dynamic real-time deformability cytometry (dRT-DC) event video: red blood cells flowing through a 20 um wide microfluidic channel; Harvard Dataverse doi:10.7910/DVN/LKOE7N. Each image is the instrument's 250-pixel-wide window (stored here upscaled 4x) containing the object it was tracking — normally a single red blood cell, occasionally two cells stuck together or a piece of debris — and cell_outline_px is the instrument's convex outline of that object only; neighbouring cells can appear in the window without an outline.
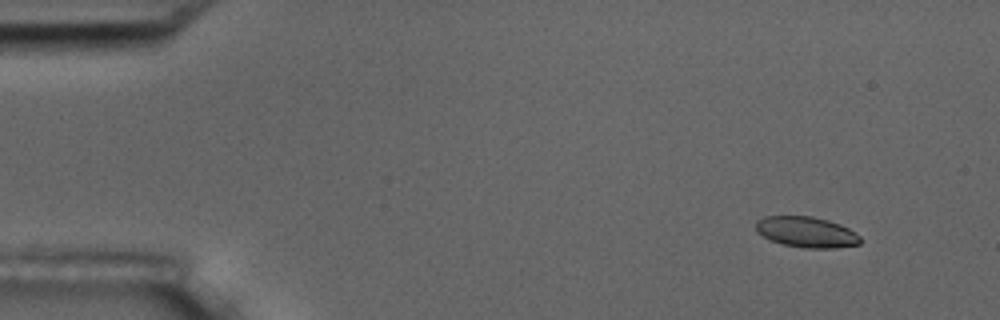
{"species": "common noctule bat (a hibernating species)", "species_latin": "Nyctalus noctula", "temperature_condition": "room temperature", "stored_images_in_passage": 58, "camera_frame_rate_fps": 3000, "um_per_image_px": 0.085, "animal": {"sex": "male", "body_mass_g": 17.5, "forearm_length_mm": 52.3}, "frame": {"image": 1, "passage_image": 6, "time_ms": 1.667, "image_size_px": [1000, 320], "cell_outline_px": [[860, 244], [836, 248], [804, 248], [784, 244], [772, 240], [756, 232], [756, 220], [764, 216], [812, 216], [828, 220], [840, 224], [848, 228], [860, 236]], "centroid_in_image_um": [68.55, 19.72], "position_along_channel_um": 16.5, "area_um2": 18.67}}
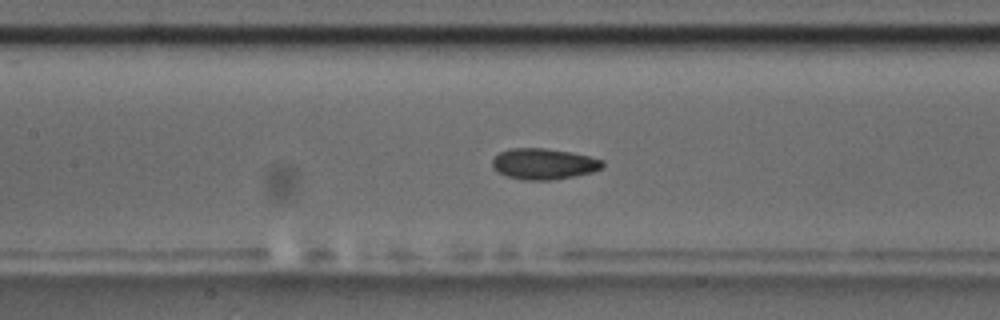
{"frame": {"image": 2, "passage_image": 27, "time_ms": 8.667, "image_size_px": [1000, 320], "cell_outline_px": [[604, 164], [600, 168], [592, 172], [576, 176], [552, 180], [524, 180], [504, 176], [496, 172], [492, 168], [492, 160], [500, 152], [508, 148], [544, 148], [572, 152], [604, 160]], "centroid_in_image_um": [46.18, 13.93], "position_along_channel_um": 161.2, "area_um2": 20.11}}
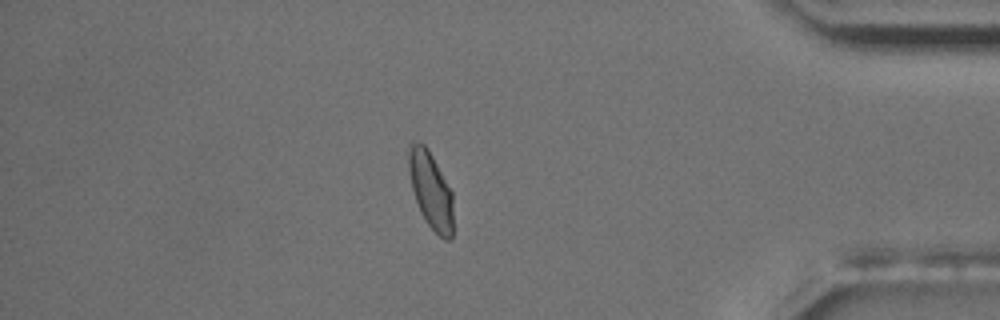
{"frame": {"image": 3, "passage_image": 50, "time_ms": 16.333, "image_size_px": [1000, 320], "cell_outline_px": [[452, 240], [444, 240], [428, 224], [420, 212], [412, 188], [408, 168], [408, 144], [416, 140], [424, 144], [428, 148], [452, 192]], "centroid_in_image_um": [36.6, 16.13], "position_along_channel_um": 398.6, "area_um2": 19.88}, "authors_computed_cell_mechanics": {"area_um2": 19.5364, "velocity_mm_per_s": 3.5543, "shape_relaxation_time_tau1_ms": 4.4494, "shape_relaxation_time_tau2_ms": 0.9201, "deformation_change_tau1": 0.1249, "deformation_change_tau2": 0.0448}}